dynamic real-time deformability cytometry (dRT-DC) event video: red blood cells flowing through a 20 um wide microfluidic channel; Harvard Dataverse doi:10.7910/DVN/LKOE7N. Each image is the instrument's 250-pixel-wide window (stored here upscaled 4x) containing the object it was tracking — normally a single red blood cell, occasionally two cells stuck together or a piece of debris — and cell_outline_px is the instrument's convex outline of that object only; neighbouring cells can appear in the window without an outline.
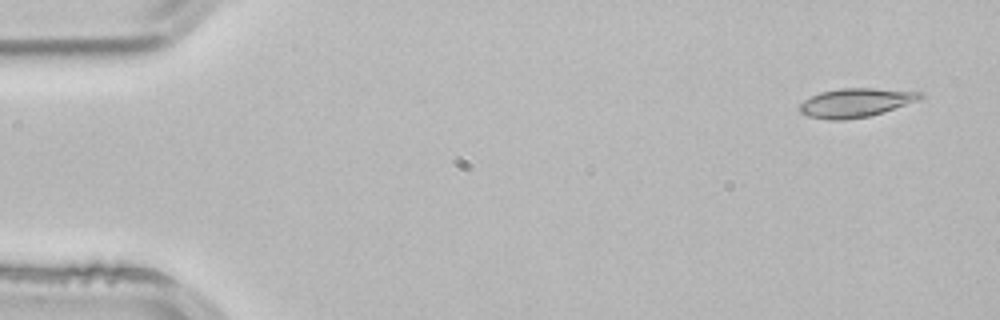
{"species": "common noctule bat (a hibernating species)", "species_latin": "Nyctalus noctula", "temperature_condition": "room temperature", "stored_images_in_passage": 4, "camera_frame_rate_fps": 3000, "um_per_image_px": 0.085, "animal": {"sex": "male", "body_mass_g": 21.5, "forearm_length_mm": 52.0}, "frame": {"image": 1, "passage_image": 1, "time_ms": 0.0, "image_size_px": [1000, 320], "cell_outline_px": [[924, 96], [920, 100], [884, 112], [868, 116], [844, 120], [828, 120], [808, 116], [800, 112], [800, 104], [804, 100], [820, 92], [840, 88], [872, 88], [920, 92]], "centroid_in_image_um": [72.74, 8.73], "position_along_channel_um": 12.3, "area_um2": 20.23}}
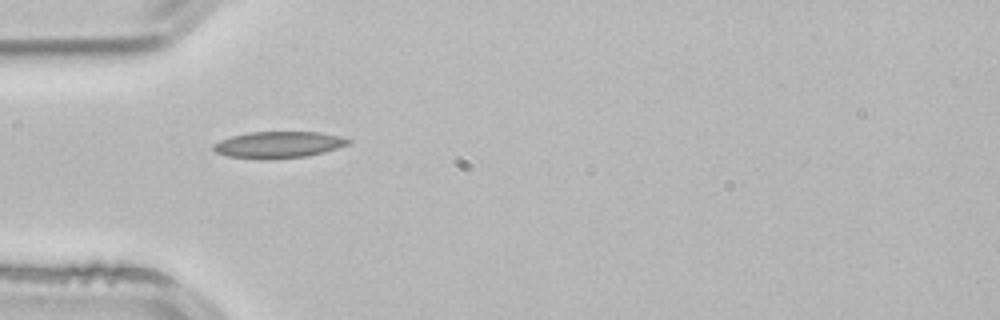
{"frame": {"image": 2, "passage_image": 4, "time_ms": 1.0, "image_size_px": [1000, 320], "cell_outline_px": [[352, 140], [348, 144], [324, 152], [304, 156], [272, 160], [260, 160], [228, 156], [216, 152], [212, 148], [212, 144], [220, 140], [232, 136], [248, 132], [320, 132], [340, 136]], "centroid_in_image_um": [23.63, 12.31], "position_along_channel_um": 61.4, "area_um2": 20.98}}